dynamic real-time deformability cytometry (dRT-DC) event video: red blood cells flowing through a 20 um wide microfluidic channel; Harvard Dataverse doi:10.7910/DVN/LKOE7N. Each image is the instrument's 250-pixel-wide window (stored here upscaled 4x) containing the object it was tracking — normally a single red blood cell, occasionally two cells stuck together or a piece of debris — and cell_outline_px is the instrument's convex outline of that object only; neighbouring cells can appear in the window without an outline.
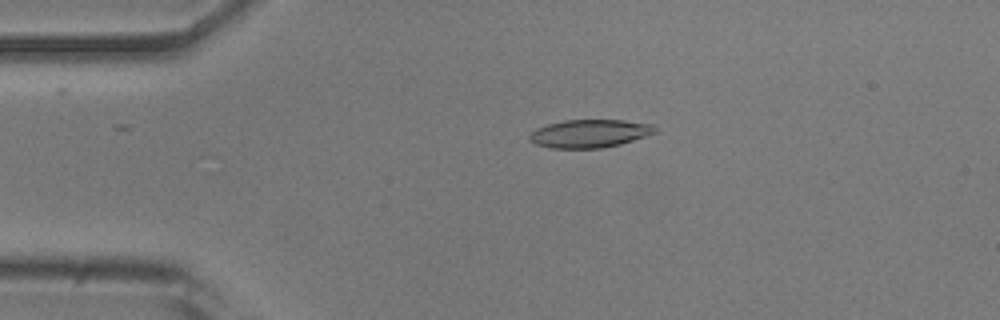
{"species": "common noctule bat (a hibernating species)", "species_latin": "Nyctalus noctula", "temperature_condition": "room temperature", "stored_images_in_passage": 52, "camera_frame_rate_fps": 3000, "um_per_image_px": 0.085, "animal": {"sex": "male", "body_mass_g": 20.5, "forearm_length_mm": 52.5}, "frame": {"image": 1, "passage_image": 11, "time_ms": 3.333, "image_size_px": [1000, 320], "cell_outline_px": [[656, 132], [620, 144], [600, 148], [552, 148], [536, 144], [528, 140], [528, 136], [536, 128], [548, 124], [564, 120], [624, 120], [652, 124], [656, 128]], "centroid_in_image_um": [50.08, 11.34], "position_along_channel_um": 34.9, "area_um2": 20.4}}
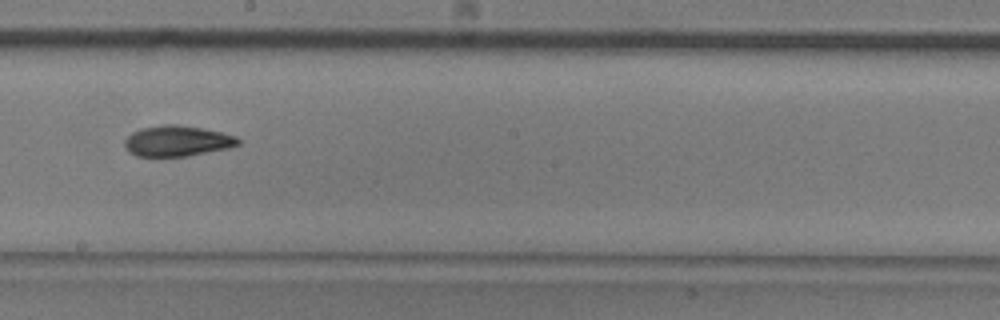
{"frame": {"image": 2, "passage_image": 29, "time_ms": 9.333, "image_size_px": [1000, 320], "cell_outline_px": [[240, 144], [228, 148], [188, 156], [136, 156], [128, 152], [124, 148], [124, 140], [132, 132], [140, 128], [160, 124], [176, 124], [204, 128], [236, 136], [240, 140]], "centroid_in_image_um": [15.03, 11.97], "position_along_channel_um": 233.2, "area_um2": 20.52}}
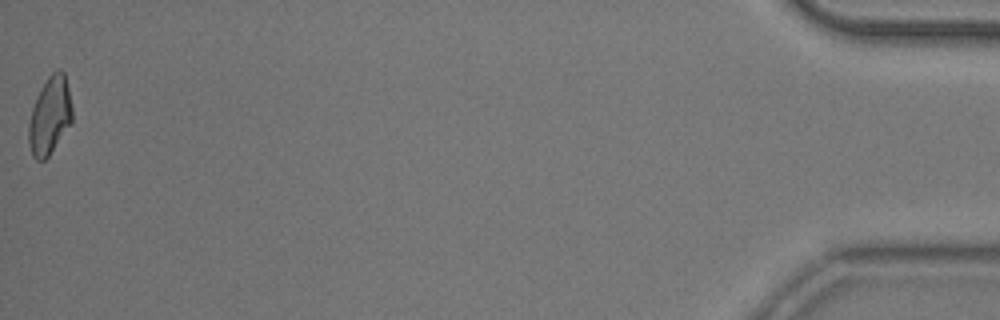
{"frame": {"image": 3, "passage_image": 52, "time_ms": 17.0, "image_size_px": [1000, 320], "cell_outline_px": [[72, 120], [48, 156], [44, 160], [36, 160], [32, 156], [28, 144], [28, 124], [32, 108], [40, 88], [48, 76], [56, 68], [60, 68], [64, 72], [68, 88], [72, 108]], "centroid_in_image_um": [4.21, 9.8], "position_along_channel_um": 431.0, "area_um2": 19.59}, "authors_computed_cell_mechanics": {"area_um2": 20.2878, "velocity_mm_per_s": 3.8888, "shape_relaxation_time_tau1_ms": 6.3071, "shape_relaxation_time_tau2_ms": 3.1533, "deformation_change_tau1": 0.1677, "deformation_change_tau2": 0.0954}}